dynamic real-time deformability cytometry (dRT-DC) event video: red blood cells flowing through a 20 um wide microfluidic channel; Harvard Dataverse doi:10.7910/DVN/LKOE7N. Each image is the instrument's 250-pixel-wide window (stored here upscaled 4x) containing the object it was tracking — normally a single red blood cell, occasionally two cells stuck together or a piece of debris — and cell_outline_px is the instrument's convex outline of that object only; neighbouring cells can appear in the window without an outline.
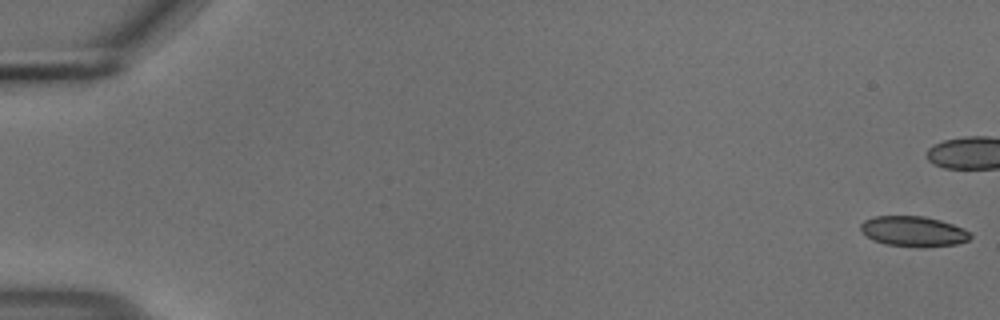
{"species": "common noctule bat (a hibernating species)", "species_latin": "Nyctalus noctula", "temperature_condition": "cold", "stored_images_in_passage": 45, "camera_frame_rate_fps": 3000, "um_per_image_px": 0.085, "animal": {"sex": "male", "body_mass_g": 18.8}, "frame": {"image": 1, "passage_image": 1, "time_ms": 0.0, "image_size_px": [1000, 320], "cell_outline_px": [[972, 236], [968, 240], [956, 244], [924, 248], [920, 248], [884, 244], [872, 240], [860, 228], [860, 224], [864, 220], [872, 216], [924, 216], [940, 220], [964, 228], [972, 232]], "centroid_in_image_um": [77.66, 19.67], "position_along_channel_um": 7.3, "area_um2": 19.65}}